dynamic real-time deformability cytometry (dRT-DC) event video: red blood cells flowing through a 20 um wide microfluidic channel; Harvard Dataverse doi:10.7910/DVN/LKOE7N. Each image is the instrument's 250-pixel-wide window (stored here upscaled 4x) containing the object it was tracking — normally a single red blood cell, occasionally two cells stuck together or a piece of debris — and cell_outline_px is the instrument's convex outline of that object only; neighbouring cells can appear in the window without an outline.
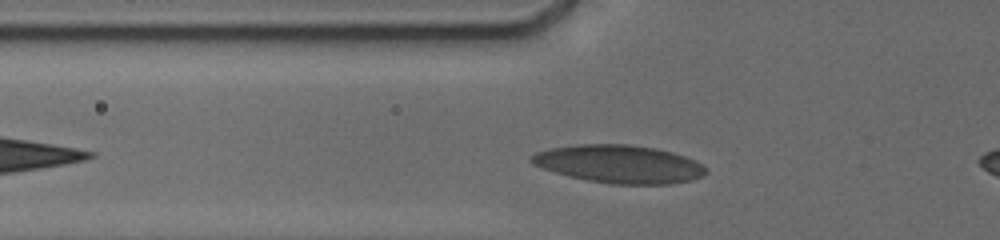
{"species": "human", "species_latin": "Homo sapiens", "temperature_condition": "cold", "stored_images_in_passage": 6, "camera_frame_rate_fps": 3000, "um_per_image_px": 0.085, "donor": {"sex": "male"}, "frame": {"image": 1, "passage_image": 2, "time_ms": 0.333, "image_size_px": [1000, 240], "cell_outline_px": [[708, 172], [704, 176], [692, 180], [672, 184], [608, 184], [568, 176], [532, 164], [528, 160], [536, 152], [548, 148], [580, 144], [632, 144], [656, 148], [672, 152], [684, 156], [700, 164]], "centroid_in_image_um": [52.62, 13.94], "position_along_channel_um": 73.2, "area_um2": 38.67}}
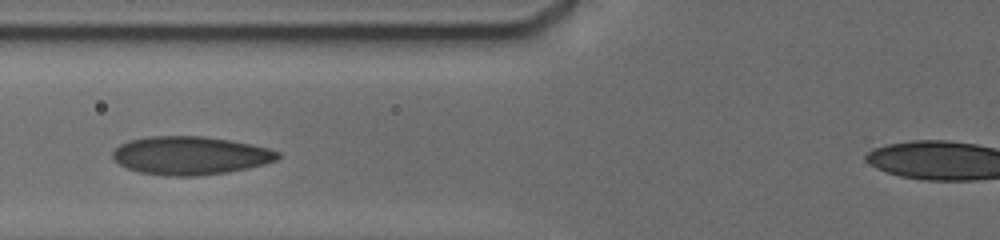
{"frame": {"image": 2, "passage_image": 4, "time_ms": 1.333, "image_size_px": [1000, 240], "cell_outline_px": [[280, 156], [276, 160], [264, 164], [248, 168], [228, 172], [196, 176], [164, 176], [140, 172], [128, 168], [120, 164], [112, 156], [112, 152], [120, 144], [132, 140], [152, 136], [204, 136], [252, 144], [268, 148], [280, 152]], "centroid_in_image_um": [16.2, 13.22], "position_along_channel_um": 109.6, "area_um2": 36.7}}
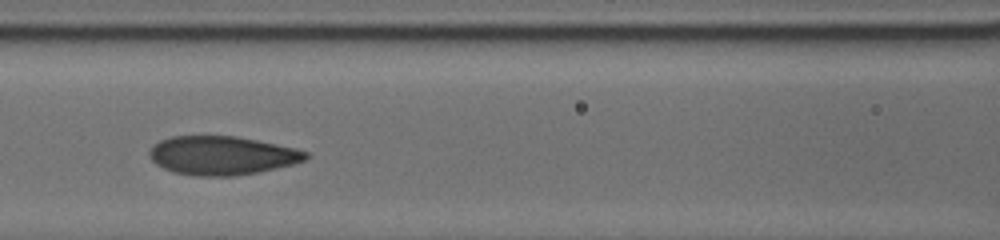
{"frame": {"image": 3, "passage_image": 6, "time_ms": 2.333, "image_size_px": [1000, 240], "cell_outline_px": [[308, 160], [260, 172], [236, 176], [200, 176], [172, 172], [156, 164], [148, 156], [148, 152], [160, 140], [172, 136], [236, 136], [296, 148], [308, 152]], "centroid_in_image_um": [18.88, 13.22], "position_along_channel_um": 147.7, "area_um2": 35.32}}